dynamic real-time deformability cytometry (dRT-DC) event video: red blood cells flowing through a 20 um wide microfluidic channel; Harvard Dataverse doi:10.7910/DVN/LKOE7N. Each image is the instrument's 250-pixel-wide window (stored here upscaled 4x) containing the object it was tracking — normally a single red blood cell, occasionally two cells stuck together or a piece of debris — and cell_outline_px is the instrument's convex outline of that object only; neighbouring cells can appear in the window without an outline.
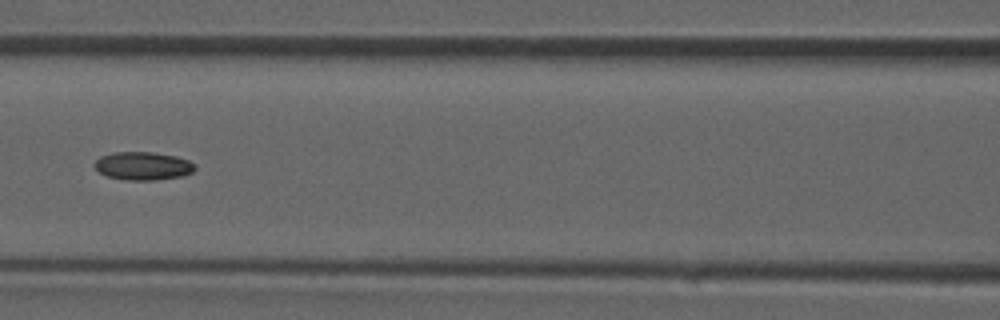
{"species": "common noctule bat (a hibernating species)", "species_latin": "Nyctalus noctula", "temperature_condition": "room temperature", "stored_images_in_passage": 6, "camera_frame_rate_fps": 3000, "um_per_image_px": 0.085, "animal": {"sex": "male", "forearm_length_mm": 52.5}, "frame": {"image": 1, "passage_image": 6, "time_ms": 5.667, "image_size_px": [1000, 320], "cell_outline_px": [[196, 168], [192, 172], [184, 176], [152, 180], [128, 180], [108, 176], [100, 172], [92, 164], [100, 156], [112, 152], [152, 152], [176, 156], [188, 160], [196, 164]], "centroid_in_image_um": [12.17, 14.09], "position_along_channel_um": 154.4, "area_um2": 16.53}}